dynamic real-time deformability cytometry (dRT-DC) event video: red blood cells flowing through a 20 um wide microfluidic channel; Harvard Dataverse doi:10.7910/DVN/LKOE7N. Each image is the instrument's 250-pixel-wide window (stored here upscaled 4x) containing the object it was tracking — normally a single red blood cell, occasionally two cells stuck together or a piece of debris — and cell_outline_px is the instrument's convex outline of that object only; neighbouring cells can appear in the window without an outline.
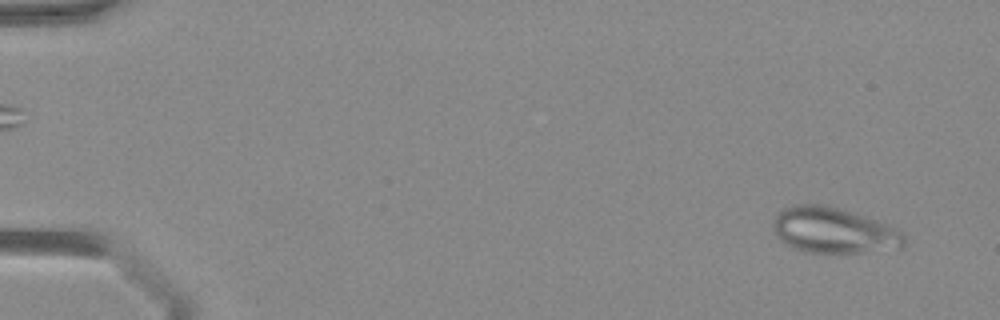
{"species": "Egyptian fruit bat (a non-hibernating species)", "species_latin": "Rousettus aegyptiacus", "temperature_condition": "warm", "stored_images_in_passage": 42, "camera_frame_rate_fps": 3000, "um_per_image_px": 0.085, "animal": {"sex": "female"}, "frame": {"image": 1, "passage_image": 2, "time_ms": 0.333, "image_size_px": [1000, 320], "cell_outline_px": [[904, 244], [900, 248], [860, 252], [804, 252], [792, 248], [784, 244], [776, 236], [772, 224], [776, 212], [784, 208], [796, 204], [820, 204], [836, 208], [864, 216], [900, 228], [904, 236]], "centroid_in_image_um": [70.82, 19.58], "position_along_channel_um": 14.2, "area_um2": 34.91}}
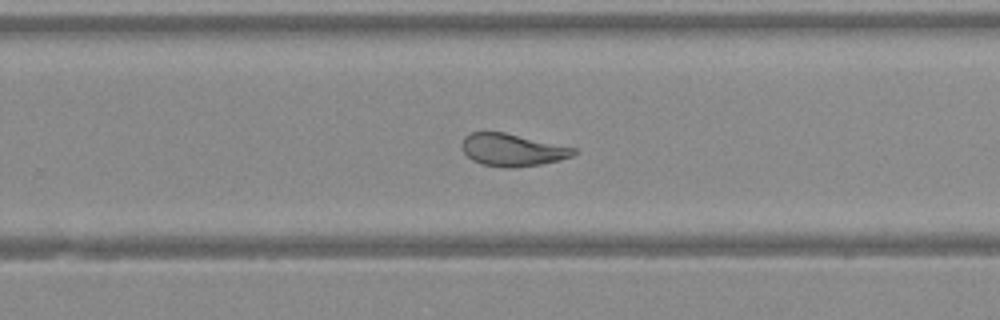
{"frame": {"image": 2, "passage_image": 28, "time_ms": 9.0, "image_size_px": [1000, 320], "cell_outline_px": [[576, 152], [572, 156], [540, 164], [512, 168], [508, 168], [480, 164], [472, 160], [464, 152], [460, 144], [464, 136], [472, 132], [504, 132], [576, 148]], "centroid_in_image_um": [43.5, 12.74], "position_along_channel_um": 286.3, "area_um2": 20.98}}
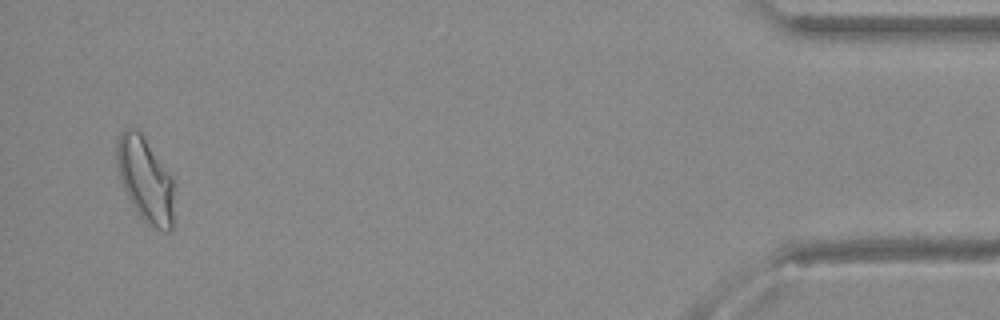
{"frame": {"image": 3, "passage_image": 41, "time_ms": 13.333, "image_size_px": [1000, 320], "cell_outline_px": [[176, 184], [172, 228], [168, 232], [164, 232], [152, 228], [140, 216], [124, 192], [116, 160], [116, 144], [120, 132], [124, 128], [132, 128], [140, 132], [172, 176]], "centroid_in_image_um": [12.39, 15.31], "position_along_channel_um": 422.8, "area_um2": 28.78}}